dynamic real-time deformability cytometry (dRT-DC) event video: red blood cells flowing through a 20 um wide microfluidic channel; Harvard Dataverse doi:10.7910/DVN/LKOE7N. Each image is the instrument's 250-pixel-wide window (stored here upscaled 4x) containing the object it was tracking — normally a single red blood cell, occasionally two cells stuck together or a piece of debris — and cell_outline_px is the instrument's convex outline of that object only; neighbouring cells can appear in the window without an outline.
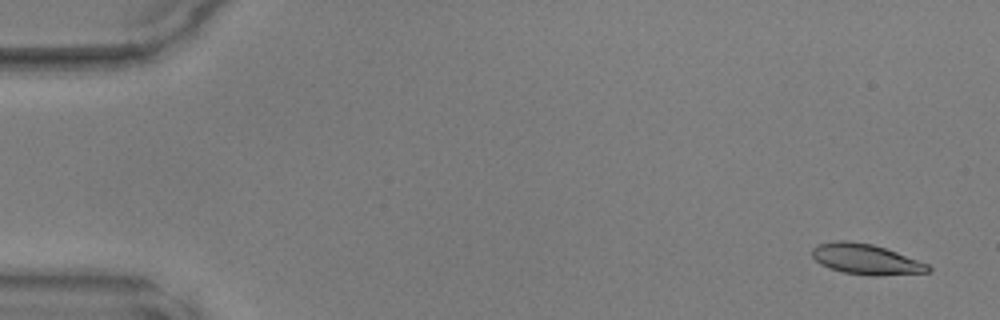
{"species": "common noctule bat (a hibernating species)", "species_latin": "Nyctalus noctula", "temperature_condition": "warm", "stored_images_in_passage": 50, "camera_frame_rate_fps": 3000, "um_per_image_px": 0.085, "animal": {"sex": "male", "body_mass_g": 17.9, "forearm_length_mm": 54.2}, "frame": {"image": 1, "passage_image": 3, "time_ms": 0.667, "image_size_px": [1000, 320], "cell_outline_px": [[932, 268], [928, 272], [876, 276], [872, 276], [844, 272], [828, 268], [820, 264], [812, 256], [812, 248], [816, 244], [832, 240], [848, 240], [872, 244], [896, 252], [928, 264]], "centroid_in_image_um": [73.55, 22.02], "position_along_channel_um": 11.4, "area_um2": 20.63}}
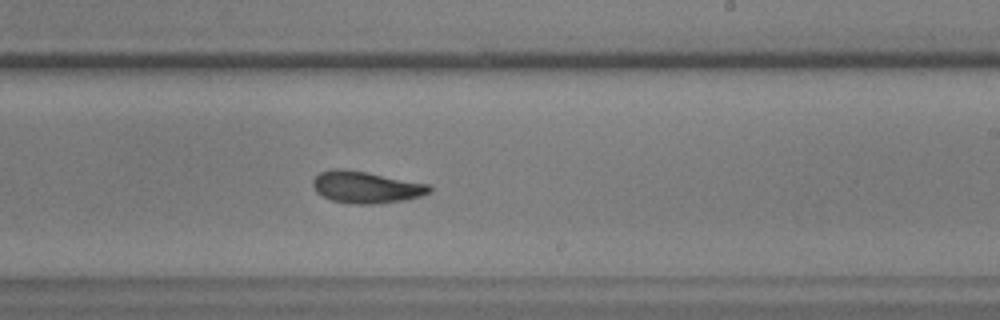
{"frame": {"image": 2, "passage_image": 30, "time_ms": 9.667, "image_size_px": [1000, 320], "cell_outline_px": [[432, 192], [420, 196], [404, 200], [376, 204], [352, 204], [332, 200], [316, 192], [312, 184], [312, 180], [320, 172], [332, 168], [344, 168], [432, 184]], "centroid_in_image_um": [31.14, 15.9], "position_along_channel_um": 257.9, "area_um2": 21.85}}
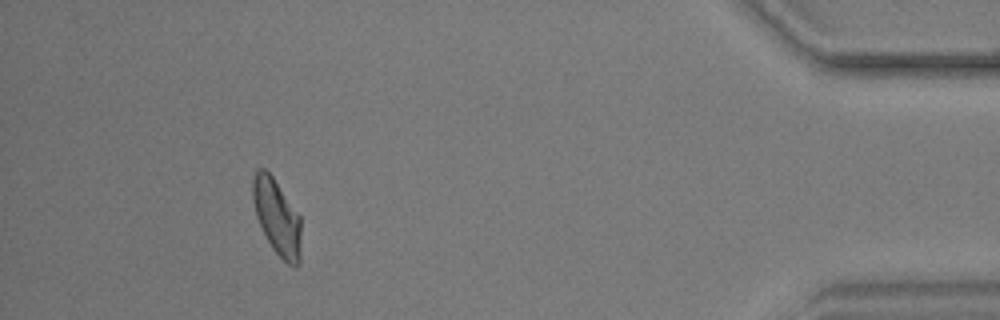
{"frame": {"image": 3, "passage_image": 45, "time_ms": 14.667, "image_size_px": [1000, 320], "cell_outline_px": [[300, 264], [296, 268], [288, 264], [272, 248], [256, 216], [252, 200], [252, 176], [256, 168], [264, 168], [272, 176], [300, 216]], "centroid_in_image_um": [23.52, 18.43], "position_along_channel_um": 411.7, "area_um2": 21.21}}